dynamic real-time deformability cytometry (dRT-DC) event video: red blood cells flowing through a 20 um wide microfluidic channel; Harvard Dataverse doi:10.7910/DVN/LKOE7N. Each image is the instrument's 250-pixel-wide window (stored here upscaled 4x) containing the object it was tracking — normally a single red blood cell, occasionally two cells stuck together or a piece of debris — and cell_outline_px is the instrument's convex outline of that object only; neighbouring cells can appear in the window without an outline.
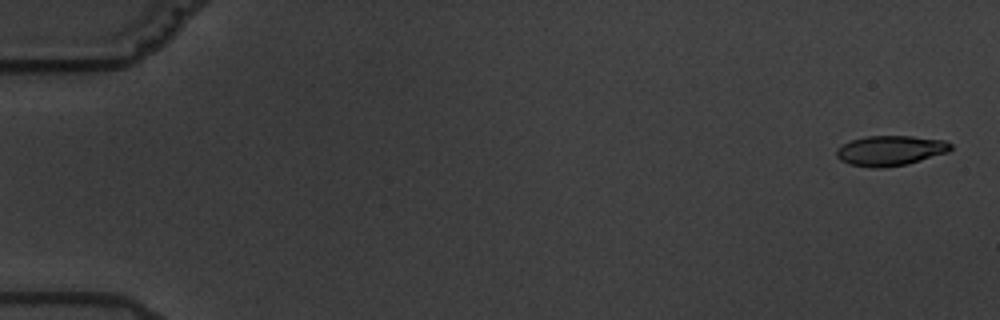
{"species": "common noctule bat (a hibernating species)", "species_latin": "Nyctalus noctula", "temperature_condition": "warm", "stored_images_in_passage": 10, "camera_frame_rate_fps": 3000, "um_per_image_px": 0.085, "animal": {"sex": "male", "body_mass_g": 19.5, "forearm_length_mm": 54.6}, "frame": {"image": 1, "passage_image": 1, "time_ms": 0.0, "image_size_px": [1000, 320], "cell_outline_px": [[952, 148], [948, 152], [908, 164], [880, 168], [876, 168], [848, 164], [840, 160], [836, 156], [836, 148], [852, 140], [868, 136], [912, 136], [944, 140], [952, 144]], "centroid_in_image_um": [75.68, 12.8], "position_along_channel_um": 9.3, "area_um2": 20.0}}
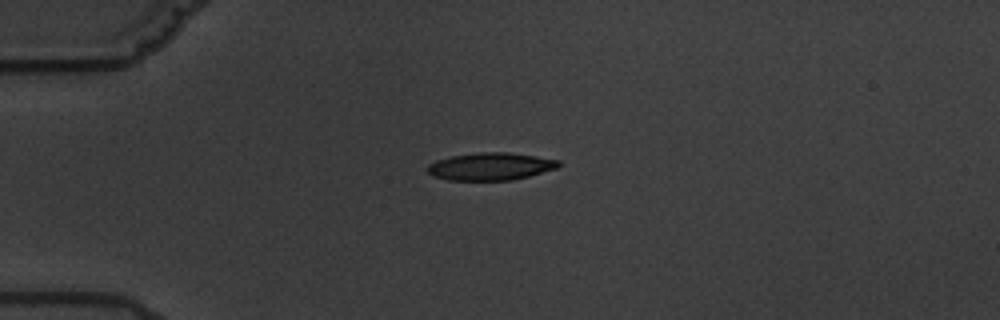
{"frame": {"image": 2, "passage_image": 5, "time_ms": 4.667, "image_size_px": [1000, 320], "cell_outline_px": [[560, 164], [556, 168], [528, 176], [512, 180], [448, 180], [432, 176], [428, 172], [428, 164], [436, 160], [452, 156], [480, 152], [508, 152], [536, 156], [560, 160]], "centroid_in_image_um": [41.68, 14.14], "position_along_channel_um": 43.3, "area_um2": 20.92}}